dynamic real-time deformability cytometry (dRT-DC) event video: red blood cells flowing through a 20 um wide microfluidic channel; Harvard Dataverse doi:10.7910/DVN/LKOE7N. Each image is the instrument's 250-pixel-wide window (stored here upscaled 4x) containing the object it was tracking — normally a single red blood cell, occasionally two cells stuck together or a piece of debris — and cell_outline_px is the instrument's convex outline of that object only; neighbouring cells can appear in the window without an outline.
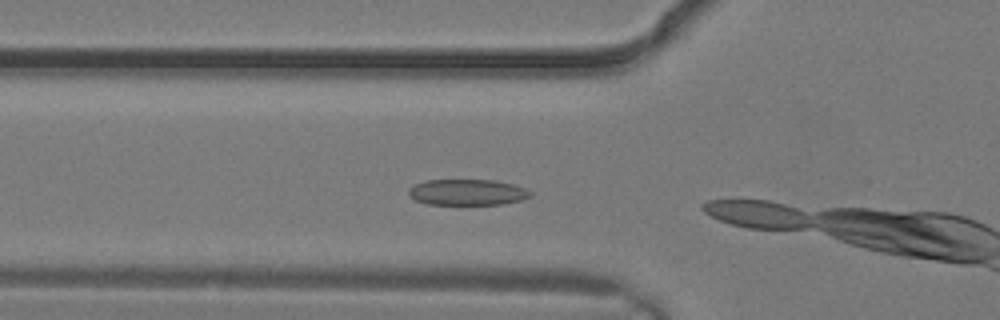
{"species": "common noctule bat (a hibernating species)", "species_latin": "Nyctalus noctula", "temperature_condition": "warm", "stored_images_in_passage": 3, "camera_frame_rate_fps": 3000, "um_per_image_px": 0.085, "animal": {"sex": "male", "body_mass_g": 19.2, "forearm_length_mm": 51.8}, "frame": {"image": 1, "passage_image": 2, "time_ms": 0.333, "image_size_px": [1000, 320], "cell_outline_px": [[532, 196], [524, 200], [500, 204], [428, 204], [416, 200], [408, 192], [408, 188], [412, 184], [424, 180], [496, 180], [512, 184], [524, 188], [532, 192]], "centroid_in_image_um": [39.73, 16.33], "position_along_channel_um": 86.1, "area_um2": 18.5}}